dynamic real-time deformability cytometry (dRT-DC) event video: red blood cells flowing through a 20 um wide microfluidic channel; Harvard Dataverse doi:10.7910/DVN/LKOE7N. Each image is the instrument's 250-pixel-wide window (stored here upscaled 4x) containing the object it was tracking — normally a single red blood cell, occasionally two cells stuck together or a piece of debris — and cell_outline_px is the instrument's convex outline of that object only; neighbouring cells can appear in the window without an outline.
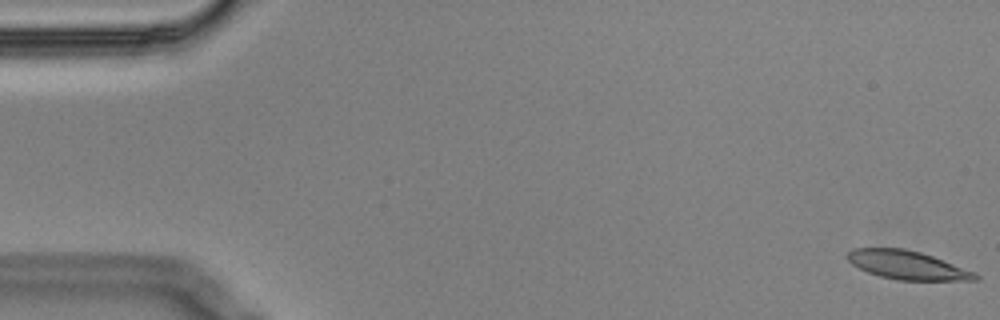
{"species": "Egyptian fruit bat (a non-hibernating species)", "species_latin": "Rousettus aegyptiacus", "temperature_condition": "cold", "stored_images_in_passage": 8, "camera_frame_rate_fps": 3000, "um_per_image_px": 0.085, "animal": {"sex": "male"}, "frame": {"image": 1, "passage_image": 1, "time_ms": 0.0, "image_size_px": [1000, 320], "cell_outline_px": [[980, 280], [896, 280], [880, 276], [868, 272], [852, 264], [848, 260], [848, 252], [852, 248], [904, 248], [920, 252], [932, 256], [976, 272], [980, 276]], "centroid_in_image_um": [77.15, 22.53], "position_along_channel_um": 7.9, "area_um2": 21.21}}
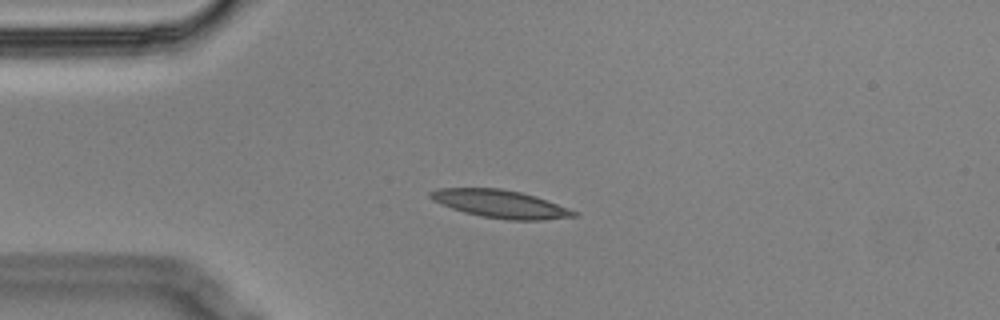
{"frame": {"image": 2, "passage_image": 5, "time_ms": 1.333, "image_size_px": [1000, 320], "cell_outline_px": [[580, 216], [544, 220], [508, 220], [480, 216], [464, 212], [440, 204], [432, 200], [428, 196], [428, 192], [440, 188], [500, 188], [520, 192], [536, 196], [580, 212]], "centroid_in_image_um": [42.56, 17.34], "position_along_channel_um": 42.4, "area_um2": 23.52}}
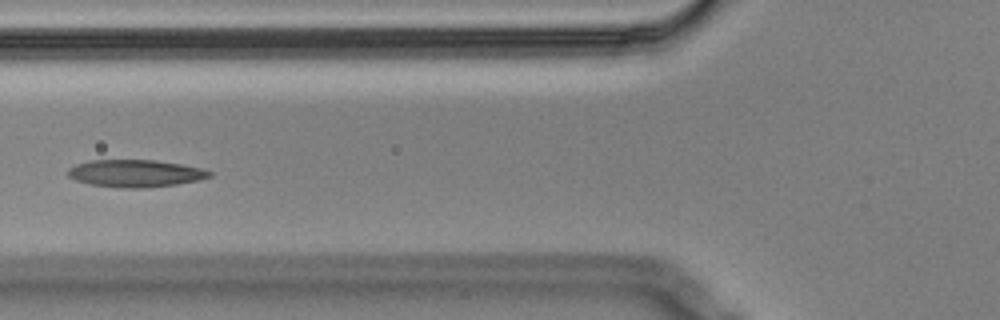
{"frame": {"image": 3, "passage_image": 7, "time_ms": 2.0, "image_size_px": [1000, 320], "cell_outline_px": [[212, 176], [196, 180], [176, 184], [140, 188], [124, 188], [92, 184], [76, 180], [68, 176], [68, 168], [76, 164], [88, 160], [152, 160], [180, 164], [200, 168], [212, 172]], "centroid_in_image_um": [11.47, 14.73], "position_along_channel_um": 114.3, "area_um2": 22.2}}